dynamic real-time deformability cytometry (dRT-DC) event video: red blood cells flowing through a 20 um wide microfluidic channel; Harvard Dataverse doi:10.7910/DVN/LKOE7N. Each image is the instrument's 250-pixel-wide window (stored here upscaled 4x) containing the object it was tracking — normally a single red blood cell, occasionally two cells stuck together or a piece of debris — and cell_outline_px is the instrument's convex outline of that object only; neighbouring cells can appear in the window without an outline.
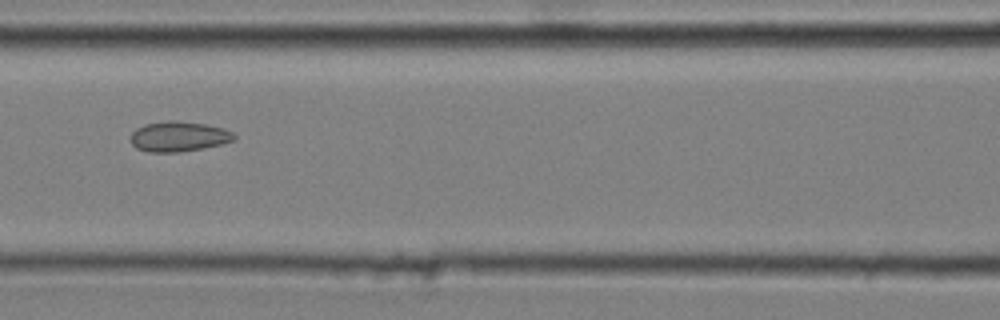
{"species": "common noctule bat (a hibernating species)", "species_latin": "Nyctalus noctula", "temperature_condition": "cold", "stored_images_in_passage": 3, "camera_frame_rate_fps": 3000, "um_per_image_px": 0.085, "animal": {"sex": "male", "body_mass_g": 20.4}, "frame": {"image": 1, "passage_image": 3, "time_ms": 0.667, "image_size_px": [1000, 320], "cell_outline_px": [[236, 140], [220, 144], [200, 148], [176, 152], [148, 152], [136, 148], [132, 144], [132, 132], [136, 128], [144, 124], [168, 120], [176, 120], [204, 124], [224, 128], [232, 132], [236, 136]], "centroid_in_image_um": [15.18, 11.59], "position_along_channel_um": 151.4, "area_um2": 18.09}}